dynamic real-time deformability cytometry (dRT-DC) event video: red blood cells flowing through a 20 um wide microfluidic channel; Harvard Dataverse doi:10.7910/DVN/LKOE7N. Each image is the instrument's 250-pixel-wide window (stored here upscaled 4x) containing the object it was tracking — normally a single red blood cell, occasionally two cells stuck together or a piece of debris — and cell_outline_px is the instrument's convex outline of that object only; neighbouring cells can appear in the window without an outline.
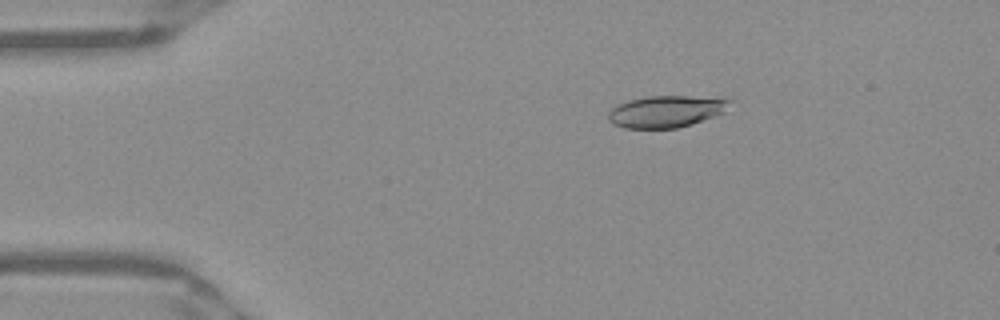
{"species": "Egyptian fruit bat (a non-hibernating species)", "species_latin": "Rousettus aegyptiacus", "temperature_condition": "warm", "stored_images_in_passage": 47, "camera_frame_rate_fps": 3000, "um_per_image_px": 0.085, "frame": {"image": 1, "passage_image": 5, "time_ms": 1.333, "image_size_px": [1000, 320], "cell_outline_px": [[732, 100], [724, 112], [692, 124], [676, 128], [624, 128], [612, 124], [608, 120], [608, 112], [612, 108], [628, 100], [644, 96], [728, 96]], "centroid_in_image_um": [56.66, 9.45], "position_along_channel_um": 28.3, "area_um2": 22.89}}
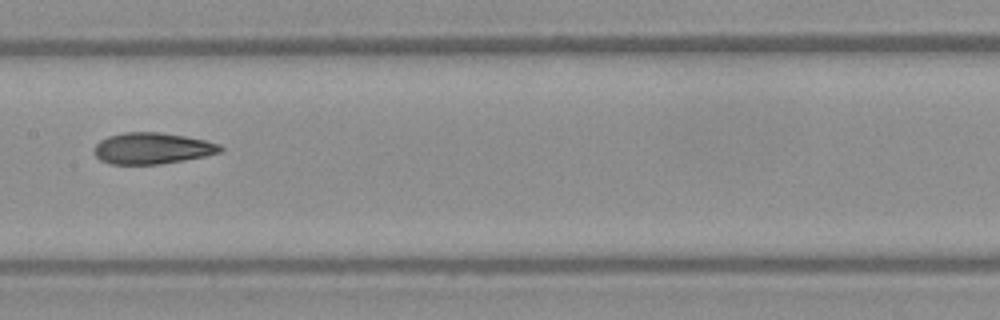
{"frame": {"image": 2, "passage_image": 22, "time_ms": 7.0, "image_size_px": [1000, 320], "cell_outline_px": [[224, 148], [220, 152], [204, 156], [184, 160], [160, 164], [108, 164], [100, 160], [92, 152], [96, 144], [100, 140], [108, 136], [124, 132], [160, 132], [184, 136], [204, 140], [220, 144]], "centroid_in_image_um": [12.9, 12.61], "position_along_channel_um": 194.5, "area_um2": 23.06}}
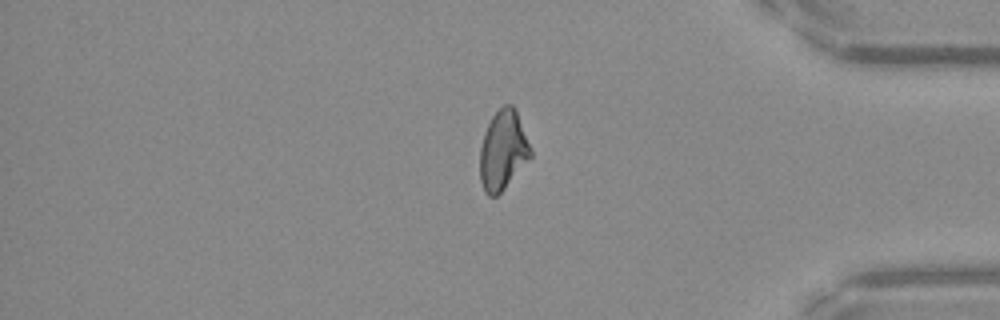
{"frame": {"image": 3, "passage_image": 39, "time_ms": 12.667, "image_size_px": [1000, 320], "cell_outline_px": [[532, 156], [504, 188], [496, 196], [488, 196], [484, 192], [480, 180], [480, 148], [484, 132], [492, 116], [504, 104], [512, 104], [516, 108], [532, 148]], "centroid_in_image_um": [42.76, 12.75], "position_along_channel_um": 392.4, "area_um2": 23.58}, "authors_computed_cell_mechanics": {"area_um2": 23.2934, "velocity_mm_per_s": 3.9487, "shape_relaxation_time_tau1_ms": null, "shape_relaxation_time_tau2_ms": 3.5272, "deformation_change_tau1": null, "deformation_change_tau2": 0.1083}}